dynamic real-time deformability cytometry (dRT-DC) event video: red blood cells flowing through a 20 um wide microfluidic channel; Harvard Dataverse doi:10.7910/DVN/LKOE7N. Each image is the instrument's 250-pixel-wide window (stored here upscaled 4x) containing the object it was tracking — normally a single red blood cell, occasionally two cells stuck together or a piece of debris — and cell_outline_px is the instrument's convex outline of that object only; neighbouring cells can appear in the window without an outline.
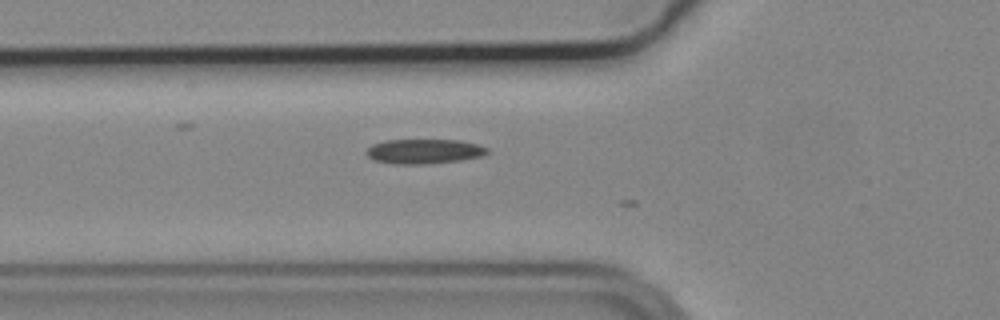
{"species": "common noctule bat (a hibernating species)", "species_latin": "Nyctalus noctula", "temperature_condition": "cold", "stored_images_in_passage": 3, "camera_frame_rate_fps": 3000, "um_per_image_px": 0.085, "animal": {"sex": "male", "body_mass_g": 19.2, "forearm_length_mm": 51.8}, "frame": {"image": 1, "passage_image": 2, "time_ms": 0.333, "image_size_px": [1000, 320], "cell_outline_px": [[488, 152], [480, 156], [460, 160], [424, 164], [396, 164], [372, 160], [364, 152], [372, 144], [384, 140], [460, 140], [476, 144], [488, 148]], "centroid_in_image_um": [35.99, 12.86], "position_along_channel_um": 89.8, "area_um2": 17.34}}